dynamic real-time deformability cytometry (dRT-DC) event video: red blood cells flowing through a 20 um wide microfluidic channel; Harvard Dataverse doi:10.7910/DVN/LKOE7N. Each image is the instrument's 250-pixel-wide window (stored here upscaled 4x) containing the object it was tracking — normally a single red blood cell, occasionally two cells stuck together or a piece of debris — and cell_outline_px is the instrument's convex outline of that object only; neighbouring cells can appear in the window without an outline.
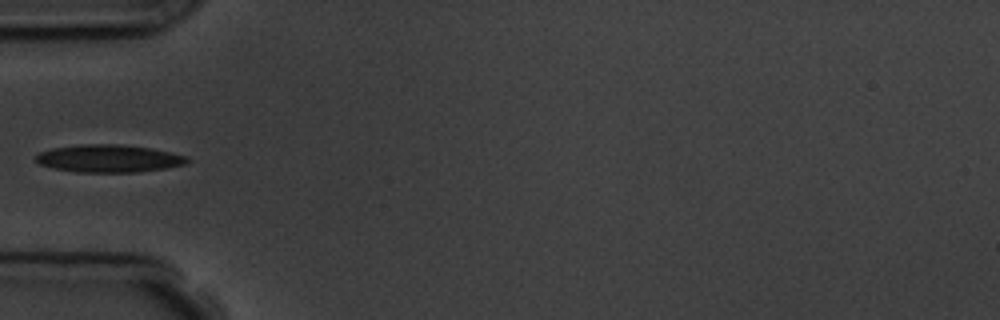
{"species": "common noctule bat (a hibernating species)", "species_latin": "Nyctalus noctula", "temperature_condition": "room temperature", "stored_images_in_passage": 6, "camera_frame_rate_fps": 3000, "um_per_image_px": 0.085, "animal": {"sex": "male", "body_mass_g": 19.5, "forearm_length_mm": 54.6}, "frame": {"image": 1, "passage_image": 6, "time_ms": 5.667, "image_size_px": [1000, 320], "cell_outline_px": [[192, 160], [184, 164], [164, 168], [136, 172], [76, 172], [56, 168], [40, 164], [36, 160], [36, 156], [40, 152], [52, 148], [80, 144], [120, 144], [148, 148], [168, 152], [184, 156]], "centroid_in_image_um": [9.22, 13.47], "position_along_channel_um": 75.8, "area_um2": 23.99}}